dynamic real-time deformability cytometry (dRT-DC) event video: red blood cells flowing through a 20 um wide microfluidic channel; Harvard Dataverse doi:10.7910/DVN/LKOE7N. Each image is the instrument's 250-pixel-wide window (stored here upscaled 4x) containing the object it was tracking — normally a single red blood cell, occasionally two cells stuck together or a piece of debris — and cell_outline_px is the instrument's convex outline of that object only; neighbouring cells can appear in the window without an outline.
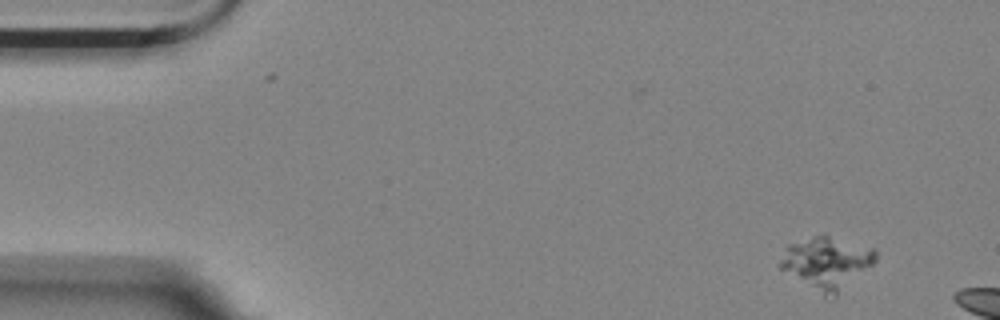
{"species": "Egyptian fruit bat (a non-hibernating species)", "species_latin": "Rousettus aegyptiacus", "temperature_condition": "room temperature", "stored_images_in_passage": 5, "camera_frame_rate_fps": 3000, "um_per_image_px": 0.085, "animal": {"sex": "female"}, "frame": {"image": 1, "passage_image": 1, "time_ms": 0.0, "image_size_px": [1000, 320], "cell_outline_px": [[876, 260], [872, 264], [832, 300], [824, 296], [780, 268], [780, 264], [788, 244], [812, 236], [828, 236], [876, 248]], "centroid_in_image_um": [70.3, 22.36], "position_along_channel_um": 14.7, "area_um2": 28.44}}